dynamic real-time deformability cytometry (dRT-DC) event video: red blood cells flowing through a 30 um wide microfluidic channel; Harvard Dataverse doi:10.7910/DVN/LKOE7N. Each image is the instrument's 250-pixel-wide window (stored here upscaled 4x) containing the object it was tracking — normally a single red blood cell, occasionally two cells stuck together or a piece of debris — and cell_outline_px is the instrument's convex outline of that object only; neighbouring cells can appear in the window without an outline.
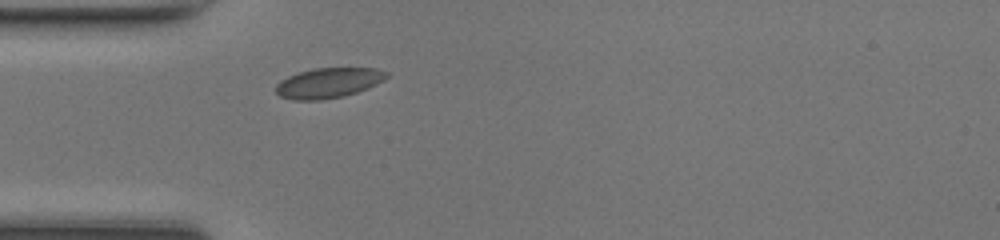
{"species": "common noctule bat (a hibernating species)", "species_latin": "Nyctalus noctula", "temperature_condition": "room temperature", "stored_images_in_passage": 35, "camera_frame_rate_fps": 3000, "um_per_image_px": 0.085, "animal": {"sex": "female", "body_mass_g": 17.0, "forearm_length_mm": 48.0}, "frame": {"image": 1, "passage_image": 1, "time_ms": 0.0, "image_size_px": [1000, 240], "cell_outline_px": [[388, 76], [384, 80], [368, 88], [344, 96], [320, 100], [292, 100], [280, 96], [276, 92], [276, 84], [280, 80], [288, 76], [312, 68], [376, 68], [388, 72]], "centroid_in_image_um": [27.91, 7.04], "position_along_channel_um": 57.1, "area_um2": 19.48}}
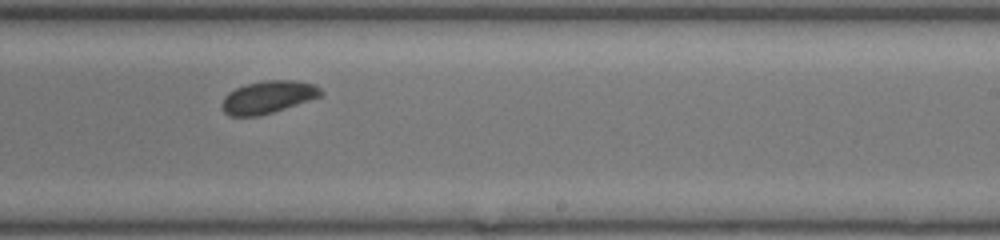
{"frame": {"image": 2, "passage_image": 16, "time_ms": 5.0, "image_size_px": [1000, 240], "cell_outline_px": [[324, 92], [320, 96], [272, 112], [256, 116], [228, 116], [224, 112], [224, 96], [228, 92], [244, 84], [264, 80], [292, 80], [316, 84]], "centroid_in_image_um": [22.78, 8.23], "position_along_channel_um": 266.2, "area_um2": 18.5}}
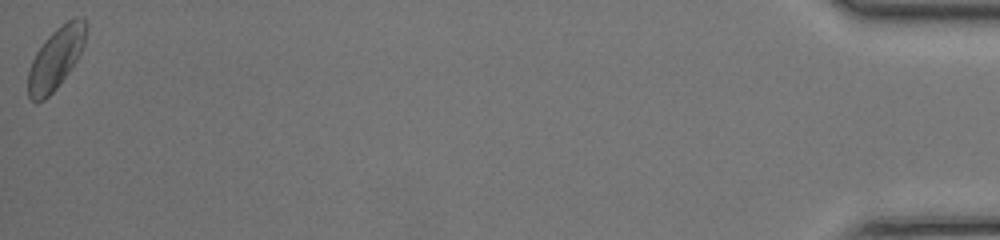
{"frame": {"image": 3, "passage_image": 35, "time_ms": 11.333, "image_size_px": [1000, 240], "cell_outline_px": [[88, 28], [84, 44], [76, 60], [68, 72], [56, 88], [44, 100], [32, 100], [28, 96], [28, 72], [32, 60], [36, 52], [44, 40], [56, 28], [68, 20], [76, 16], [80, 16], [88, 24]], "centroid_in_image_um": [4.76, 4.91], "position_along_channel_um": 430.4, "area_um2": 20.58}, "authors_computed_cell_mechanics": {"area_um2": 19.4208, "velocity_mm_per_s": 4.2532, "shape_relaxation_time_tau1_ms": 1.2883, "shape_relaxation_time_tau2_ms": null, "deformation_change_tau1": 0.0357, "deformation_change_tau2": null}}